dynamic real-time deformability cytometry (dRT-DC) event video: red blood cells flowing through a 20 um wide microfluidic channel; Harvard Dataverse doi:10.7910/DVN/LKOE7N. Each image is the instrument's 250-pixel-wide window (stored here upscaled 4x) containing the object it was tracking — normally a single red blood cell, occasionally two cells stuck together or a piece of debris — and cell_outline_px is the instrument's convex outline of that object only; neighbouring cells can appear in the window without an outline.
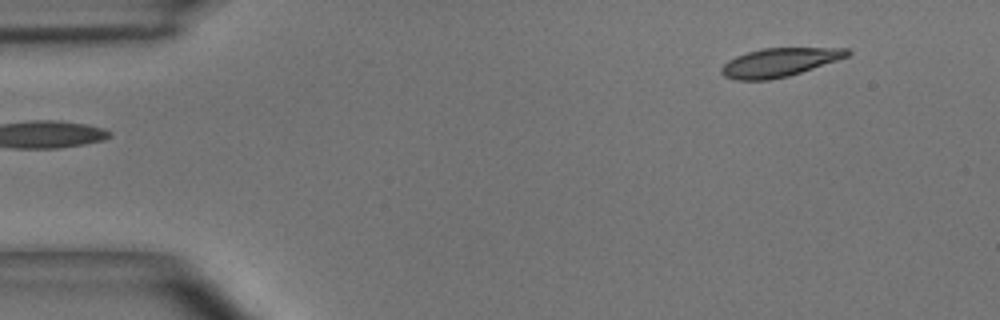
{"species": "common noctule bat (a hibernating species)", "species_latin": "Nyctalus noctula", "temperature_condition": "room temperature", "stored_images_in_passage": 3, "segment_of_instrument_passage": [2, 2], "camera_frame_rate_fps": 3000, "um_per_image_px": 0.085, "animal": {"sex": "male", "body_mass_g": 15.6}, "frame": {"image": 1, "passage_image": 3, "time_ms": 0.667, "image_size_px": [1000, 320], "cell_outline_px": [[852, 52], [848, 56], [788, 76], [768, 80], [736, 80], [724, 76], [720, 72], [720, 68], [728, 60], [736, 56], [748, 52], [764, 48], [848, 48]], "centroid_in_image_um": [66.21, 5.3], "position_along_channel_um": 18.8, "area_um2": 20.75}}